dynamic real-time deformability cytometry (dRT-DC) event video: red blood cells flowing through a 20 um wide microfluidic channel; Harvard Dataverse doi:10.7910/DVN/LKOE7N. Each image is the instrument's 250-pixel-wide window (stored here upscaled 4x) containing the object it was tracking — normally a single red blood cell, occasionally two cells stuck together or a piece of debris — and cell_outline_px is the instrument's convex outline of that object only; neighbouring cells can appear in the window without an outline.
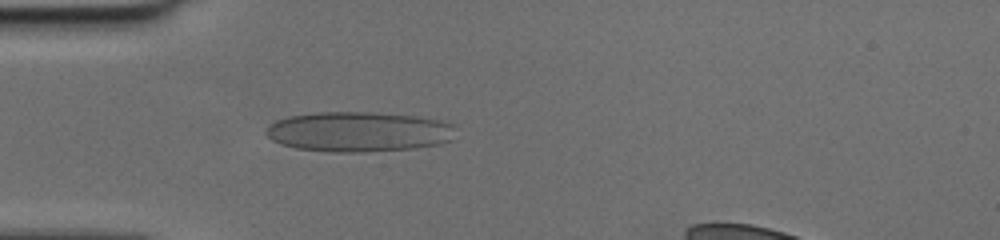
{"species": "human", "species_latin": "Homo sapiens", "temperature_condition": "cold", "stored_images_in_passage": 46, "camera_frame_rate_fps": 3000, "um_per_image_px": 0.085, "donor": {"sex": "female"}, "frame": {"image": 1, "passage_image": 14, "time_ms": 4.333, "image_size_px": [1000, 240], "cell_outline_px": [[456, 124], [452, 140], [440, 144], [416, 148], [360, 152], [336, 152], [296, 148], [280, 144], [272, 140], [264, 132], [268, 124], [276, 120], [288, 116], [316, 112], [372, 112], [412, 116], [436, 120]], "centroid_in_image_um": [30.46, 11.2], "position_along_channel_um": 54.5, "area_um2": 44.39}}
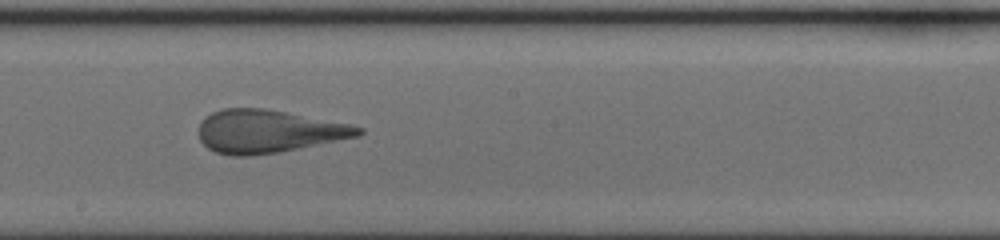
{"frame": {"image": 2, "passage_image": 27, "time_ms": 8.667, "image_size_px": [1000, 240], "cell_outline_px": [[364, 132], [356, 136], [276, 152], [248, 156], [232, 156], [216, 152], [208, 148], [200, 140], [200, 120], [204, 116], [220, 108], [264, 108], [352, 124], [364, 128]], "centroid_in_image_um": [22.75, 11.14], "position_along_channel_um": 225.4, "area_um2": 39.59}}
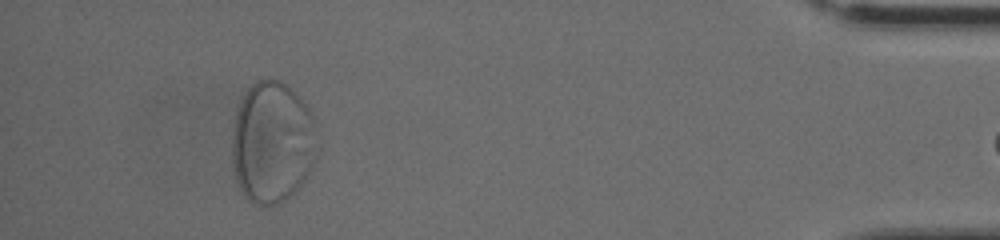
{"frame": {"image": 3, "passage_image": 45, "time_ms": 14.667, "image_size_px": [1000, 240], "cell_outline_px": [[316, 156], [304, 180], [296, 192], [280, 204], [256, 204], [248, 200], [244, 196], [240, 188], [236, 176], [232, 160], [232, 140], [236, 112], [248, 88], [256, 80], [280, 80], [292, 88], [300, 96], [308, 108], [312, 120]], "centroid_in_image_um": [23.13, 12.11], "position_along_channel_um": 412.1, "area_um2": 59.82}}